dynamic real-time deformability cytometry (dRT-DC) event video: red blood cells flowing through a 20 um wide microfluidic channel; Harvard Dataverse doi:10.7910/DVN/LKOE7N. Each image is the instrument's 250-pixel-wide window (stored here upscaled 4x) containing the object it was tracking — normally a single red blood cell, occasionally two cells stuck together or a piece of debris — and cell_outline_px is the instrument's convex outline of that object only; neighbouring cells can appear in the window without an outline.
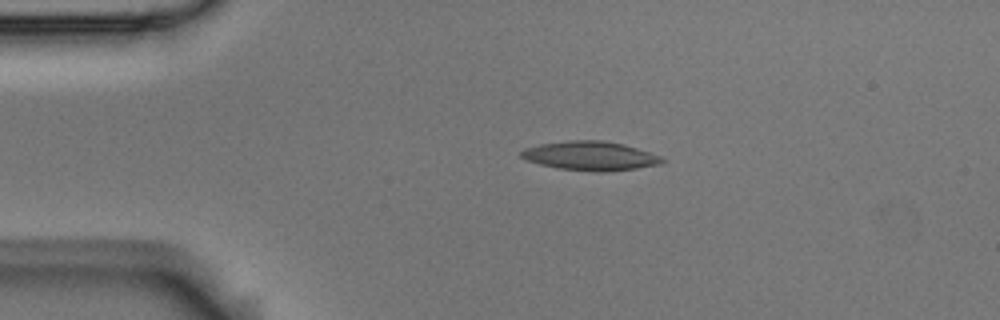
{"species": "Egyptian fruit bat (a non-hibernating species)", "species_latin": "Rousettus aegyptiacus", "temperature_condition": "room temperature", "stored_images_in_passage": 2, "camera_frame_rate_fps": 3000, "um_per_image_px": 0.085, "animal": {"sex": "male"}, "frame": {"image": 1, "passage_image": 1, "time_ms": 0.0, "image_size_px": [1000, 320], "cell_outline_px": [[664, 160], [660, 164], [636, 168], [604, 172], [596, 172], [556, 168], [540, 164], [528, 160], [520, 156], [520, 152], [524, 148], [540, 144], [568, 140], [604, 140], [624, 144], [660, 156]], "centroid_in_image_um": [50.15, 13.24], "position_along_channel_um": 34.9, "area_um2": 23.76}}